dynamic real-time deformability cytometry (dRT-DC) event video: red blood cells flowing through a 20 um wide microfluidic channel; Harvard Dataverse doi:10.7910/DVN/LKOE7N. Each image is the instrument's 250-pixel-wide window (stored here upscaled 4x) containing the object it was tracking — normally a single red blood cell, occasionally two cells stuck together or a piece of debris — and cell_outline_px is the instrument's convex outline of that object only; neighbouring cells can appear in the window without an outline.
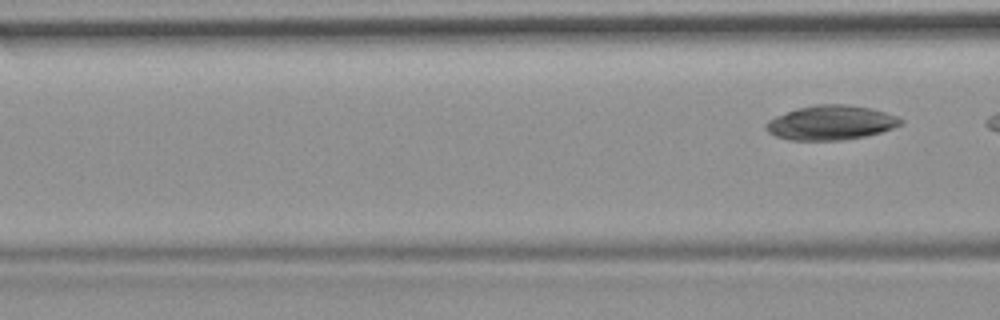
{"species": "common noctule bat (a hibernating species)", "species_latin": "Nyctalus noctula", "temperature_condition": "room temperature", "stored_images_in_passage": 8, "segment_of_instrument_passage": [2, 2], "camera_frame_rate_fps": 3000, "um_per_image_px": 0.085, "animal": {"sex": "female", "body_mass_g": 19.9}, "frame": {"image": 1, "passage_image": 8, "time_ms": 9.0, "image_size_px": [1000, 320], "cell_outline_px": [[904, 124], [880, 132], [864, 136], [844, 140], [788, 140], [776, 136], [768, 132], [764, 124], [768, 120], [776, 116], [796, 108], [816, 104], [844, 104], [868, 108], [884, 112], [896, 116], [904, 120]], "centroid_in_image_um": [70.6, 10.43], "position_along_channel_um": 96.0, "area_um2": 26.99}}